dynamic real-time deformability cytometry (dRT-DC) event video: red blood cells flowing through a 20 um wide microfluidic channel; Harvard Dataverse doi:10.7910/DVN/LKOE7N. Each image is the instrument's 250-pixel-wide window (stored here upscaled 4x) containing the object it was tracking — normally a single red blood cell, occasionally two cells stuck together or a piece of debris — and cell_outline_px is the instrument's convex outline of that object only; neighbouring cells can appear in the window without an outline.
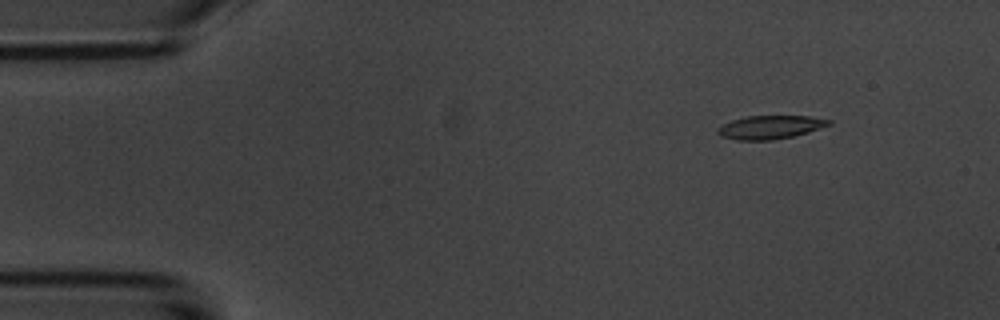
{"species": "common noctule bat (a hibernating species)", "species_latin": "Nyctalus noctula", "temperature_condition": "room temperature", "stored_images_in_passage": 10, "camera_frame_rate_fps": 3000, "um_per_image_px": 0.085, "animal": {"sex": "male", "body_mass_g": 20.1, "forearm_length_mm": 53.5}, "frame": {"image": 1, "passage_image": 1, "time_ms": 0.0, "image_size_px": [1000, 320], "cell_outline_px": [[832, 124], [808, 132], [792, 136], [772, 140], [736, 140], [720, 136], [716, 132], [716, 128], [732, 120], [744, 116], [808, 116], [832, 120]], "centroid_in_image_um": [65.44, 10.81], "position_along_channel_um": 19.6, "area_um2": 15.2}}
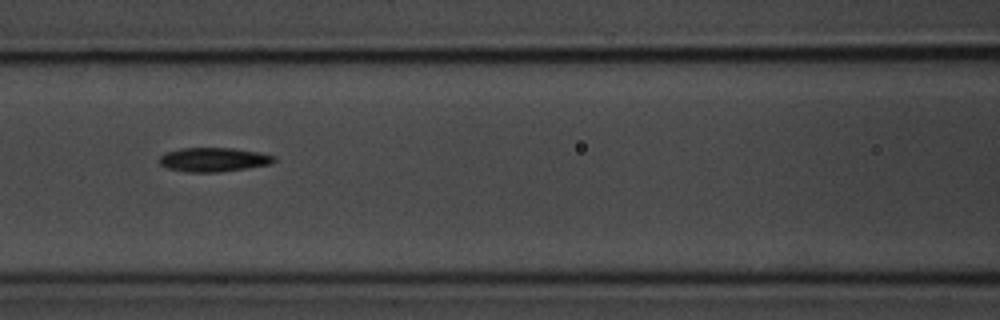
{"frame": {"image": 2, "passage_image": 6, "time_ms": 5.667, "image_size_px": [1000, 320], "cell_outline_px": [[276, 160], [272, 164], [216, 172], [188, 172], [168, 168], [160, 164], [160, 156], [168, 152], [180, 148], [232, 148], [260, 152], [276, 156]], "centroid_in_image_um": [18.19, 13.56], "position_along_channel_um": 148.4, "area_um2": 15.95}}
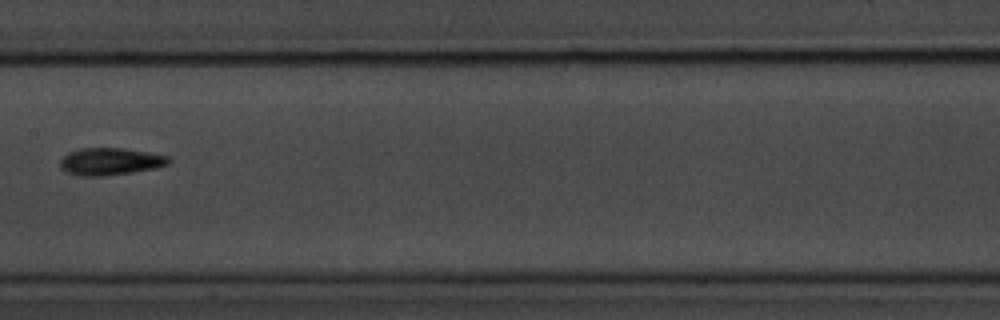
{"frame": {"image": 3, "passage_image": 7, "time_ms": 7.0, "image_size_px": [1000, 320], "cell_outline_px": [[172, 160], [168, 164], [156, 168], [132, 172], [104, 176], [80, 176], [68, 172], [60, 168], [60, 160], [68, 152], [80, 148], [120, 148], [148, 152], [168, 156]], "centroid_in_image_um": [9.37, 13.72], "position_along_channel_um": 198.0, "area_um2": 17.22}}